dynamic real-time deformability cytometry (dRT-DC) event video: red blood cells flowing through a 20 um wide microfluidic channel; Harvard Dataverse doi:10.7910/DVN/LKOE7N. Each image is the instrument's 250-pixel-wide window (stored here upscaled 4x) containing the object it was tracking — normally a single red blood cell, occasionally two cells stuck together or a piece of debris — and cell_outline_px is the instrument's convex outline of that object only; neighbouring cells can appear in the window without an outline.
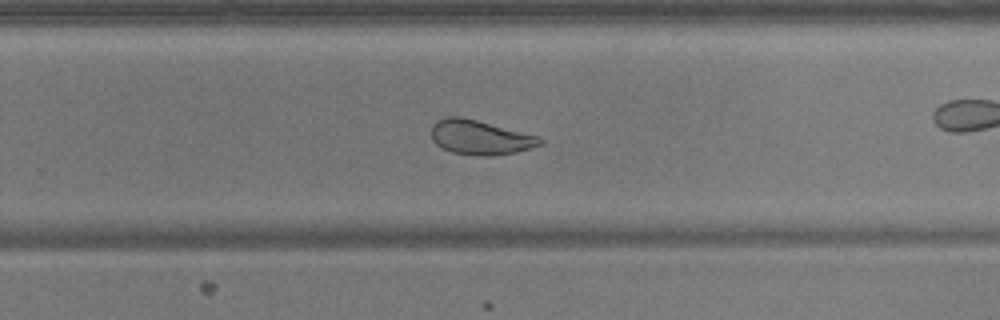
{"species": "common noctule bat (a hibernating species)", "species_latin": "Nyctalus noctula", "temperature_condition": "warm", "stored_images_in_passage": 47, "camera_frame_rate_fps": 3000, "um_per_image_px": 0.085, "animal": {"sex": "male", "body_mass_g": 17.9, "forearm_length_mm": 54.2}, "frame": {"image": 1, "passage_image": 27, "time_ms": 8.667, "image_size_px": [1000, 320], "cell_outline_px": [[544, 144], [516, 152], [492, 156], [480, 156], [452, 152], [436, 144], [432, 140], [432, 124], [436, 120], [448, 116], [460, 116], [540, 136], [544, 140]], "centroid_in_image_um": [40.83, 11.68], "position_along_channel_um": 289.0, "area_um2": 21.91}, "authors_computed_cell_mechanics": {"area_um2": 24.9118, "velocity_mm_per_s": 3.7132, "shape_relaxation_time_tau1_ms": 9.0215, "shape_relaxation_time_tau2_ms": 1.8406, "deformation_change_tau1": 0.2239, "deformation_change_tau2": 0.0895}}